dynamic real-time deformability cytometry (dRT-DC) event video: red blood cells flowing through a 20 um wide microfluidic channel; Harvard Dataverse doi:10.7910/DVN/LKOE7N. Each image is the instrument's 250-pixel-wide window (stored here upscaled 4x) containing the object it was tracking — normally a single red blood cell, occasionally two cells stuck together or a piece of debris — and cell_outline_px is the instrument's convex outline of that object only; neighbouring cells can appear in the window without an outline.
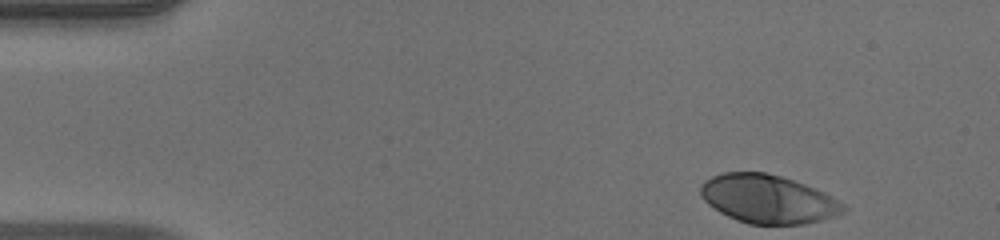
{"species": "human", "species_latin": "Homo sapiens", "temperature_condition": "warm", "stored_images_in_passage": 42, "camera_frame_rate_fps": 3000, "um_per_image_px": 0.085, "donor": {"sex": "male"}, "frame": {"image": 1, "passage_image": 1, "time_ms": 0.0, "image_size_px": [1000, 240], "cell_outline_px": [[848, 208], [844, 212], [836, 216], [804, 224], [748, 224], [736, 220], [720, 212], [708, 204], [700, 196], [700, 184], [704, 180], [712, 176], [724, 172], [764, 172], [780, 176], [804, 184], [824, 192], [832, 196], [844, 204]], "centroid_in_image_um": [65.27, 16.92], "position_along_channel_um": 19.7, "area_um2": 40.4}}
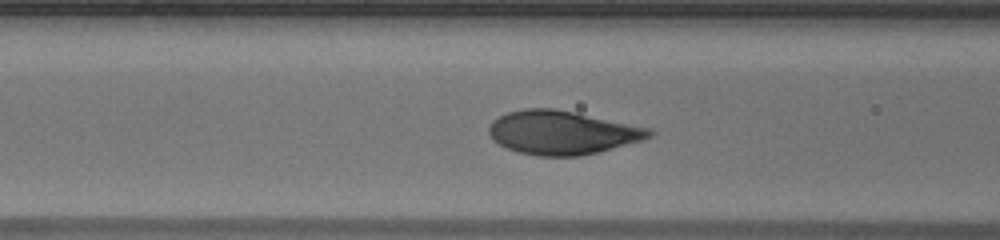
{"frame": {"image": 2, "passage_image": 16, "time_ms": 5.0, "image_size_px": [1000, 240], "cell_outline_px": [[656, 132], [652, 136], [644, 140], [580, 156], [540, 156], [520, 152], [508, 148], [492, 140], [488, 132], [488, 128], [492, 120], [508, 112], [524, 108], [556, 108], [652, 128]], "centroid_in_image_um": [47.81, 11.25], "position_along_channel_um": 118.8, "area_um2": 40.92}}
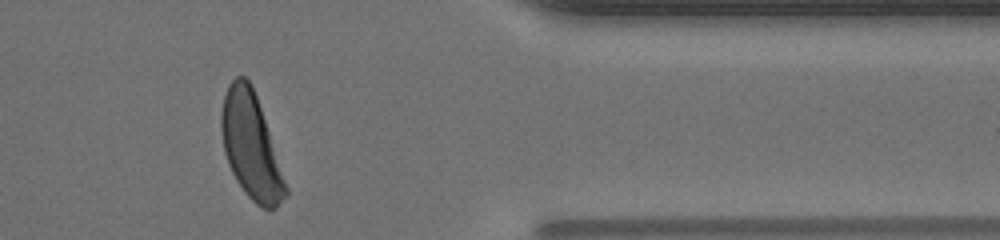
{"frame": {"image": 3, "passage_image": 38, "time_ms": 12.333, "image_size_px": [1000, 240], "cell_outline_px": [[288, 196], [276, 208], [264, 208], [256, 204], [244, 192], [236, 180], [228, 164], [224, 152], [220, 128], [220, 112], [224, 96], [228, 84], [236, 76], [244, 76], [252, 84], [288, 188]], "centroid_in_image_um": [21.31, 12.41], "position_along_channel_um": 390.1, "area_um2": 39.3}, "authors_computed_cell_mechanics": {"area_um2": 40.0554, "velocity_mm_per_s": 3.9558, "shape_relaxation_time_tau1_ms": 2.4061, "shape_relaxation_time_tau2_ms": null, "deformation_change_tau1": 0.1924, "deformation_change_tau2": null}}